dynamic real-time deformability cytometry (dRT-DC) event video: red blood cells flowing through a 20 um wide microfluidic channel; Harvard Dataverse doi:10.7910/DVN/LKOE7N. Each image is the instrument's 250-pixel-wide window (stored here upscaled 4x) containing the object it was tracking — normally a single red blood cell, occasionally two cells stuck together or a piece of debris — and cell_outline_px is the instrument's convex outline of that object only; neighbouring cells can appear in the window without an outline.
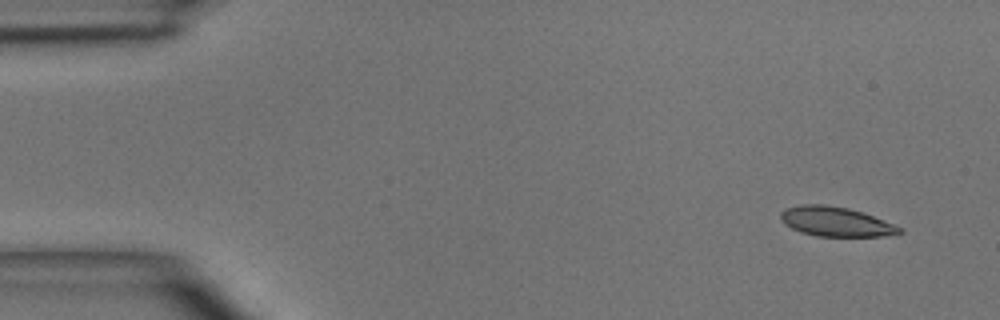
{"species": "common noctule bat (a hibernating species)", "species_latin": "Nyctalus noctula", "temperature_condition": "room temperature", "stored_images_in_passage": 3, "camera_frame_rate_fps": 3000, "um_per_image_px": 0.085, "animal": {"sex": "male", "body_mass_g": 15.6}, "frame": {"image": 1, "passage_image": 1, "time_ms": 0.0, "image_size_px": [1000, 320], "cell_outline_px": [[904, 232], [880, 236], [816, 236], [792, 228], [784, 224], [780, 216], [780, 212], [784, 208], [800, 204], [824, 204], [848, 208], [872, 216], [904, 228]], "centroid_in_image_um": [71.01, 18.83], "position_along_channel_um": 14.0, "area_um2": 20.29}}
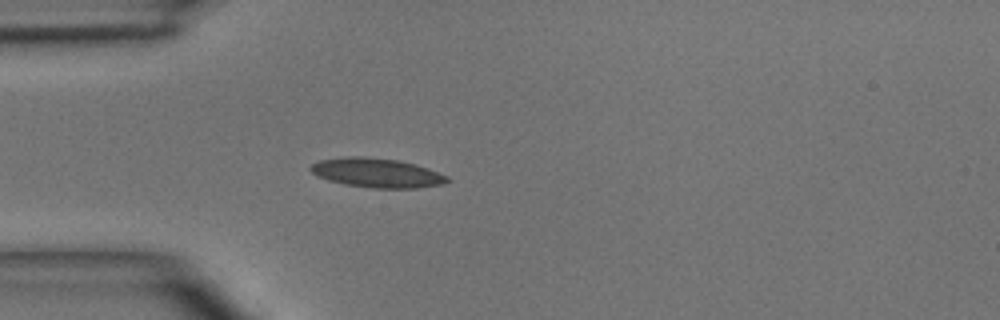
{"frame": {"image": 2, "passage_image": 3, "time_ms": 3.333, "image_size_px": [1000, 320], "cell_outline_px": [[452, 180], [440, 184], [416, 188], [372, 188], [344, 184], [328, 180], [316, 176], [308, 168], [312, 164], [320, 160], [348, 156], [364, 156], [396, 160], [416, 164], [428, 168], [448, 176]], "centroid_in_image_um": [32.02, 14.69], "position_along_channel_um": 53.0, "area_um2": 23.35}}